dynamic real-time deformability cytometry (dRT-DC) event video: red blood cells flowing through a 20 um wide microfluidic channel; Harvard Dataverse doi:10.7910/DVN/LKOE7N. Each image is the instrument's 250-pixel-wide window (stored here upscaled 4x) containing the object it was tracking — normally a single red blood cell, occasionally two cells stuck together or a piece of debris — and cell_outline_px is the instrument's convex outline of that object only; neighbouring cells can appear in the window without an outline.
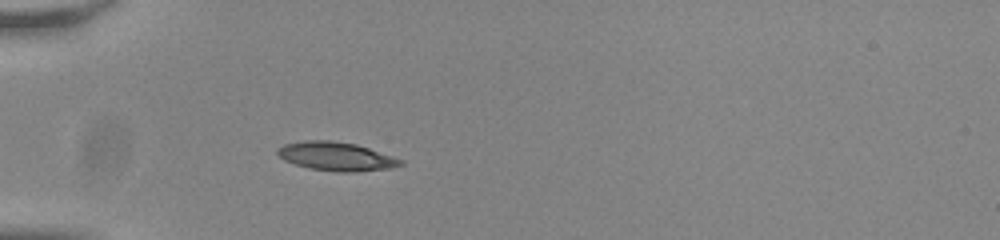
{"species": "common noctule bat (a hibernating species)", "species_latin": "Nyctalus noctula", "temperature_condition": "room temperature", "stored_images_in_passage": 38, "camera_frame_rate_fps": 3000, "um_per_image_px": 0.085, "animal": {"sex": "male", "body_mass_g": 20.0, "forearm_length_mm": 53.3}, "frame": {"image": 1, "passage_image": 1, "time_ms": 0.0, "image_size_px": [1000, 240], "cell_outline_px": [[404, 164], [388, 168], [352, 172], [336, 172], [308, 168], [284, 160], [276, 152], [276, 148], [284, 144], [304, 140], [328, 140], [356, 144], [404, 160]], "centroid_in_image_um": [28.54, 13.29], "position_along_channel_um": 56.5, "area_um2": 20.46}}
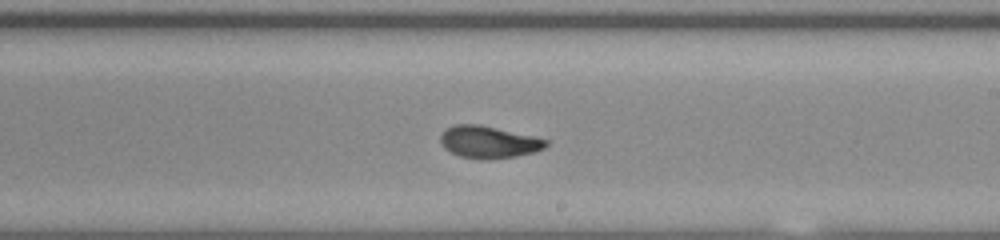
{"frame": {"image": 2, "passage_image": 17, "time_ms": 5.333, "image_size_px": [1000, 240], "cell_outline_px": [[548, 144], [544, 148], [536, 152], [516, 156], [484, 160], [460, 156], [444, 148], [440, 140], [440, 136], [444, 128], [456, 124], [480, 124], [532, 136], [548, 140]], "centroid_in_image_um": [41.52, 12.07], "position_along_channel_um": 247.5, "area_um2": 19.77}}
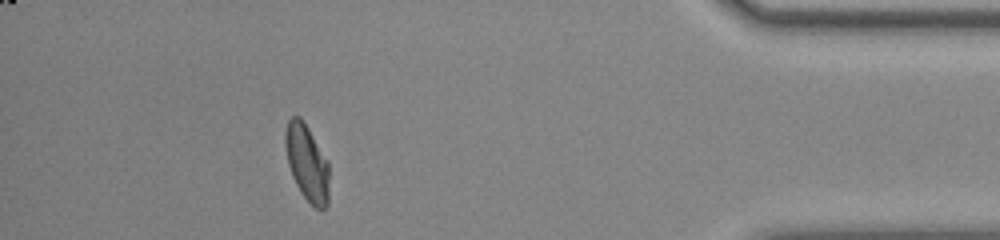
{"frame": {"image": 3, "passage_image": 33, "time_ms": 10.667, "image_size_px": [1000, 240], "cell_outline_px": [[328, 204], [324, 208], [316, 208], [300, 192], [292, 176], [288, 164], [284, 144], [284, 136], [288, 120], [292, 116], [300, 116], [308, 128], [328, 160]], "centroid_in_image_um": [26.08, 13.81], "position_along_channel_um": 409.1, "area_um2": 19.42}, "authors_computed_cell_mechanics": {"area_um2": 19.5653, "velocity_mm_per_s": 3.8214, "shape_relaxation_time_tau1_ms": 8.8303, "shape_relaxation_time_tau2_ms": 1.1258, "deformation_change_tau1": 0.2773, "deformation_change_tau2": 0.065}}